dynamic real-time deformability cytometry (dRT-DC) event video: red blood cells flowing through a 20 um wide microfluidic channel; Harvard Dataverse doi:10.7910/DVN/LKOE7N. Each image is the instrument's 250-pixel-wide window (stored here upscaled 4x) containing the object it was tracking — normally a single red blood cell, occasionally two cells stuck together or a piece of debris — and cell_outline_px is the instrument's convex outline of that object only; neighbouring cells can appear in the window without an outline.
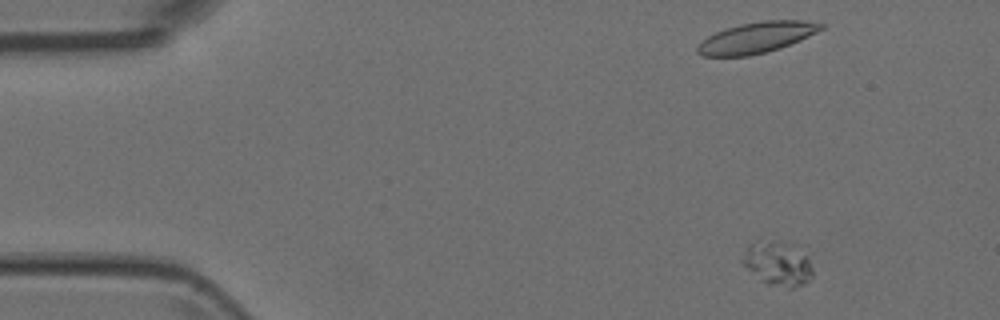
{"species": "Egyptian fruit bat (a non-hibernating species)", "species_latin": "Rousettus aegyptiacus", "temperature_condition": "room temperature", "stored_images_in_passage": 5, "camera_frame_rate_fps": 3000, "um_per_image_px": 0.085, "animal": {"sex": "female"}, "frame": {"image": 1, "passage_image": 2, "time_ms": 0.333, "image_size_px": [1000, 320], "cell_outline_px": [[812, 276], [804, 284], [792, 288], [788, 288], [768, 284], [748, 268], [740, 260], [748, 244], [756, 240], [792, 240], [804, 244], [812, 268]], "centroid_in_image_um": [66.19, 22.29], "position_along_channel_um": 18.8, "area_um2": 19.02}}